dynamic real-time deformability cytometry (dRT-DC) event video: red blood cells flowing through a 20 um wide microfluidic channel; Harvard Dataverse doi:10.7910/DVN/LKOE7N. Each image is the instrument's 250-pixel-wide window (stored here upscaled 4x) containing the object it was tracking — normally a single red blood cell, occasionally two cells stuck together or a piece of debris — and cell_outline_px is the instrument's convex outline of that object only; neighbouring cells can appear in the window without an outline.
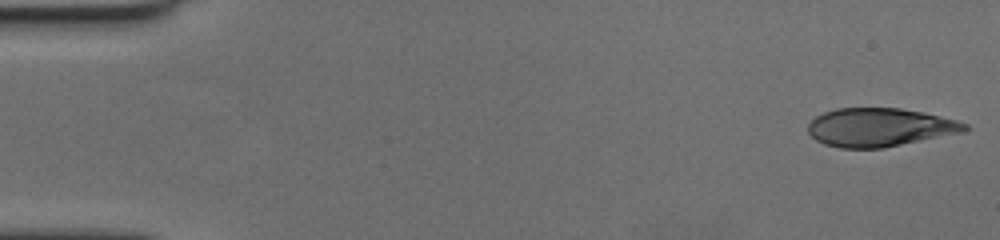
{"species": "human", "species_latin": "Homo sapiens", "temperature_condition": "cold", "stored_images_in_passage": 58, "camera_frame_rate_fps": 3000, "um_per_image_px": 0.085, "donor": {"sex": "female"}, "frame": {"image": 1, "passage_image": 1, "time_ms": 0.0, "image_size_px": [1000, 240], "cell_outline_px": [[968, 128], [964, 132], [884, 148], [840, 148], [824, 144], [816, 140], [808, 132], [808, 124], [816, 116], [824, 112], [836, 108], [900, 108], [924, 112], [956, 120], [968, 124]], "centroid_in_image_um": [74.77, 10.82], "position_along_channel_um": 10.2, "area_um2": 35.2}}
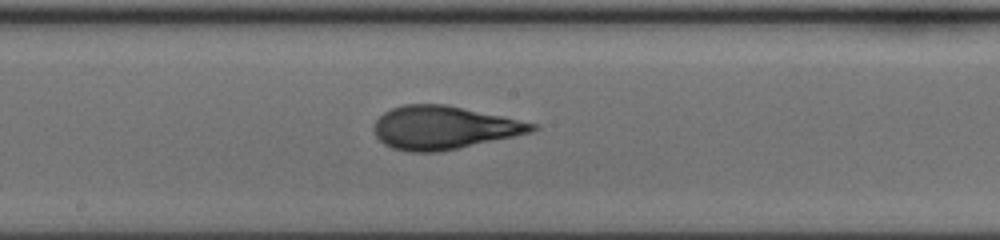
{"frame": {"image": 2, "passage_image": 31, "time_ms": 10.0, "image_size_px": [1000, 240], "cell_outline_px": [[536, 128], [532, 132], [440, 152], [408, 152], [392, 148], [384, 144], [376, 136], [372, 128], [376, 120], [384, 112], [392, 108], [404, 104], [444, 104], [500, 116], [536, 124]], "centroid_in_image_um": [37.64, 10.86], "position_along_channel_um": 210.6, "area_um2": 39.36}}
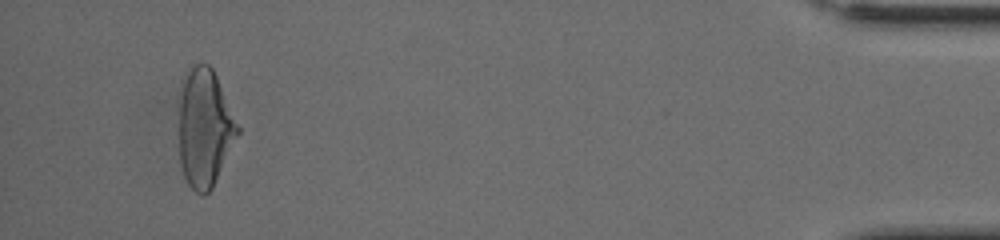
{"frame": {"image": 3, "passage_image": 55, "time_ms": 18.0, "image_size_px": [1000, 240], "cell_outline_px": [[240, 132], [212, 188], [204, 196], [196, 192], [188, 184], [184, 176], [180, 164], [180, 100], [184, 72], [192, 64], [208, 64], [212, 68], [216, 76], [240, 128]], "centroid_in_image_um": [17.4, 10.87], "position_along_channel_um": 417.8, "area_um2": 40.17}, "authors_computed_cell_mechanics": {"area_um2": 38.9283, "velocity_mm_per_s": 3.5064, "shape_relaxation_time_tau1_ms": 5.5564, "shape_relaxation_time_tau2_ms": 1.2581, "deformation_change_tau1": 0.2184, "deformation_change_tau2": 0.0791}}